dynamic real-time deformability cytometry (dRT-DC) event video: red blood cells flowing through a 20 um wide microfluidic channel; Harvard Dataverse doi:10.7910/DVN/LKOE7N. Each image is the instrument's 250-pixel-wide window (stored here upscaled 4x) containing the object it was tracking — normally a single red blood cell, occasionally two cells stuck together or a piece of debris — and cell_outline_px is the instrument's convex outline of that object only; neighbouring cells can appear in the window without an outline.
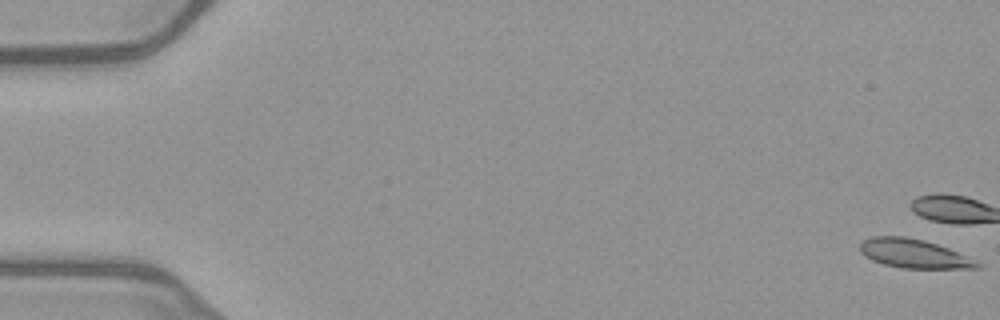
{"species": "common noctule bat (a hibernating species)", "species_latin": "Nyctalus noctula", "temperature_condition": "warm", "stored_images_in_passage": 53, "camera_frame_rate_fps": 3000, "um_per_image_px": 0.085, "animal": {"sex": "female", "body_mass_g": 21.9}, "frame": {"image": 1, "passage_image": 1, "time_ms": 0.0, "image_size_px": [1000, 320], "cell_outline_px": [[980, 268], [904, 268], [884, 264], [872, 260], [864, 256], [860, 252], [860, 240], [872, 236], [904, 236], [924, 240], [948, 248], [976, 260], [980, 264]], "centroid_in_image_um": [77.63, 21.54], "position_along_channel_um": 7.4, "area_um2": 19.71}}
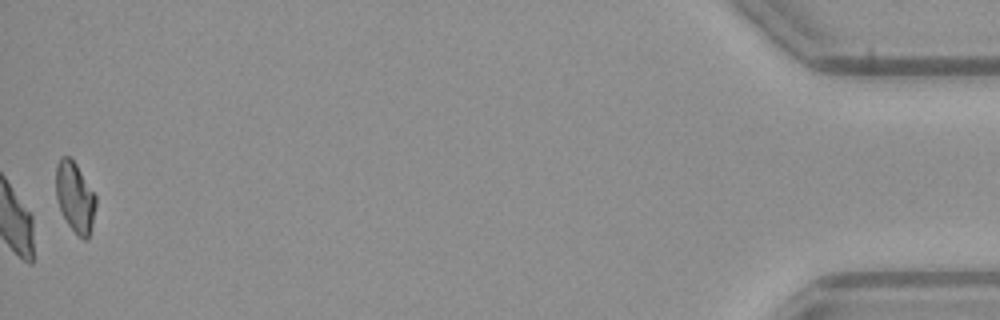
{"frame": {"image": 2, "passage_image": 53, "time_ms": 17.333, "image_size_px": [1000, 320], "cell_outline_px": [[96, 204], [92, 224], [88, 240], [84, 240], [68, 224], [60, 208], [56, 196], [56, 164], [60, 156], [68, 156], [76, 164], [96, 196]], "centroid_in_image_um": [6.37, 16.73], "position_along_channel_um": 428.8, "area_um2": 16.07}, "authors_computed_cell_mechanics": {"area_um2": 20.2878, "velocity_mm_per_s": 4.0219, "shape_relaxation_time_tau1_ms": null, "shape_relaxation_time_tau2_ms": 2.4565, "deformation_change_tau1": null, "deformation_change_tau2": 0.0948}}